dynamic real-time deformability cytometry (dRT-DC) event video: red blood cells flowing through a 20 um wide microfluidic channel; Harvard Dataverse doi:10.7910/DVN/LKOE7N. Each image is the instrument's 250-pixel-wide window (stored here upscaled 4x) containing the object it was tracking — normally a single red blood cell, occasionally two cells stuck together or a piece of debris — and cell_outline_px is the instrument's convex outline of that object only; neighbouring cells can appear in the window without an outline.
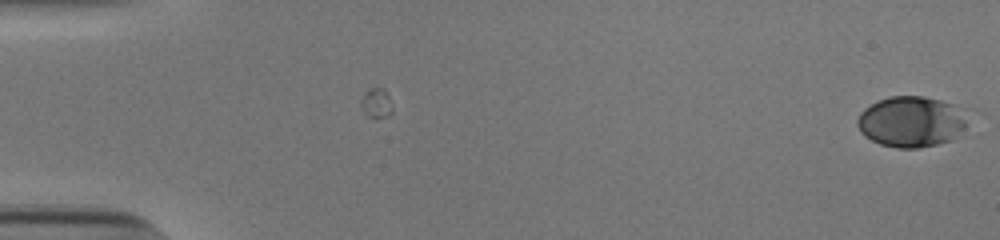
{"species": "human", "species_latin": "Homo sapiens", "temperature_condition": "cold", "stored_images_in_passage": 7, "camera_frame_rate_fps": 3000, "um_per_image_px": 0.085, "donor": {"sex": "male"}, "frame": {"image": 1, "passage_image": 7, "time_ms": 2.0, "image_size_px": [1000, 240], "cell_outline_px": [[976, 108], [968, 136], [920, 148], [896, 148], [880, 144], [864, 136], [860, 132], [856, 124], [856, 120], [860, 112], [864, 108], [888, 96], [924, 96]], "centroid_in_image_um": [77.74, 10.33], "position_along_channel_um": 7.3, "area_um2": 35.08}}